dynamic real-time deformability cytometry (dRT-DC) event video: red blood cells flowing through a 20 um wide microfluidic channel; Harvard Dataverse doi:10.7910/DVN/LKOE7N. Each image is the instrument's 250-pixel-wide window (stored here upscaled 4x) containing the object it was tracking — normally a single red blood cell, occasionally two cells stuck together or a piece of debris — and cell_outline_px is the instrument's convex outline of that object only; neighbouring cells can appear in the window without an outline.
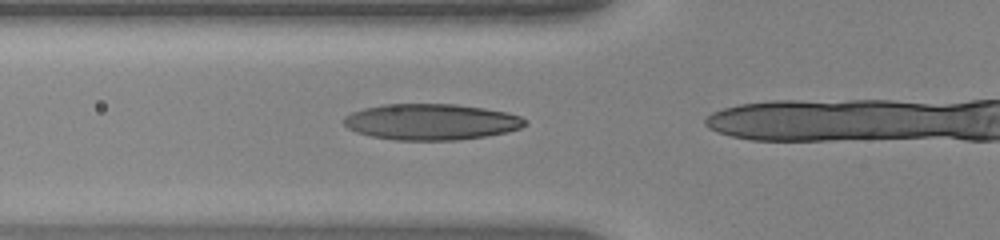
{"species": "human", "species_latin": "Homo sapiens", "temperature_condition": "warm", "stored_images_in_passage": 17, "camera_frame_rate_fps": 3000, "um_per_image_px": 0.085, "donor": {"sex": "female"}, "frame": {"image": 1, "passage_image": 13, "time_ms": 4.0, "image_size_px": [1000, 240], "cell_outline_px": [[528, 124], [520, 128], [504, 132], [484, 136], [460, 140], [396, 140], [372, 136], [356, 132], [348, 128], [344, 124], [344, 116], [352, 112], [364, 108], [384, 104], [456, 104], [484, 108], [508, 112], [520, 116], [528, 120]], "centroid_in_image_um": [36.66, 10.35], "position_along_channel_um": 89.1, "area_um2": 38.15}}